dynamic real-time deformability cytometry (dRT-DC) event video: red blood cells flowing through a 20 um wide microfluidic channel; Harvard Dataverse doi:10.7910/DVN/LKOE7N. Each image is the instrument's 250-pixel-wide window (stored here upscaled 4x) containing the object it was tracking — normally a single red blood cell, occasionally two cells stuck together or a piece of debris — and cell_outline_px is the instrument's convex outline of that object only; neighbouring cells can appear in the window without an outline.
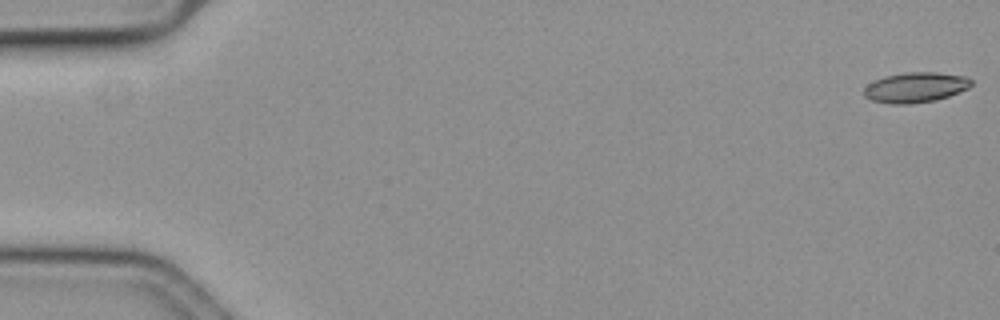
{"species": "common noctule bat (a hibernating species)", "species_latin": "Nyctalus noctula", "temperature_condition": "cold", "stored_images_in_passage": 58, "camera_frame_rate_fps": 3000, "um_per_image_px": 0.085, "animal": {"sex": "female", "body_mass_g": 19.3, "forearm_length_mm": 54.1}, "frame": {"image": 1, "passage_image": 1, "time_ms": 0.0, "image_size_px": [1000, 320], "cell_outline_px": [[972, 84], [968, 88], [948, 96], [936, 100], [908, 104], [892, 104], [872, 100], [864, 96], [864, 88], [868, 84], [884, 76], [908, 72], [936, 72], [964, 76], [972, 80]], "centroid_in_image_um": [77.81, 7.43], "position_along_channel_um": 7.2, "area_um2": 18.73}}
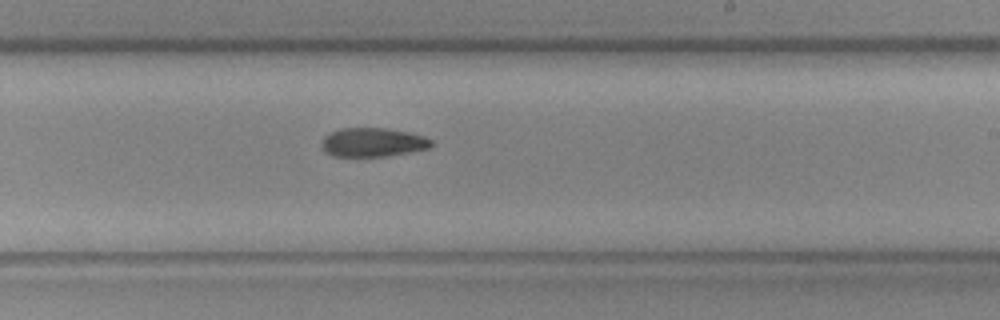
{"frame": {"image": 2, "passage_image": 35, "time_ms": 11.333, "image_size_px": [1000, 320], "cell_outline_px": [[432, 144], [428, 148], [408, 152], [384, 156], [332, 156], [324, 152], [320, 148], [320, 140], [324, 136], [340, 128], [384, 128], [408, 132], [424, 136], [432, 140]], "centroid_in_image_um": [31.61, 12.09], "position_along_channel_um": 257.4, "area_um2": 18.5}}
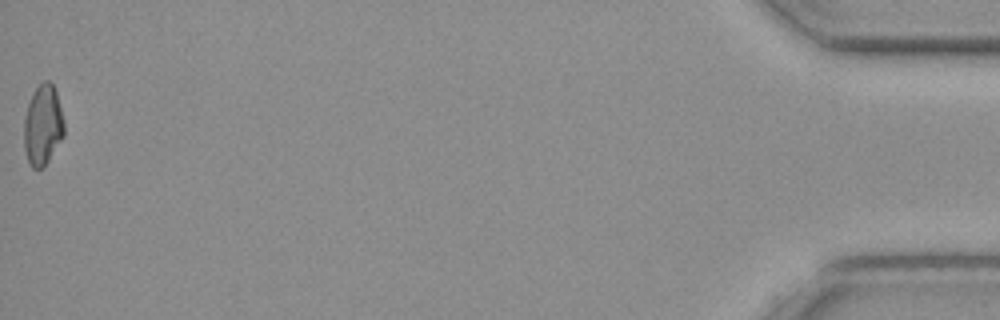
{"frame": {"image": 3, "passage_image": 58, "time_ms": 19.0, "image_size_px": [1000, 320], "cell_outline_px": [[64, 136], [48, 160], [40, 168], [32, 168], [28, 160], [24, 148], [24, 116], [28, 104], [36, 88], [44, 80], [48, 80], [52, 84], [56, 92], [64, 120]], "centroid_in_image_um": [3.64, 10.63], "position_along_channel_um": 431.6, "area_um2": 18.55}}